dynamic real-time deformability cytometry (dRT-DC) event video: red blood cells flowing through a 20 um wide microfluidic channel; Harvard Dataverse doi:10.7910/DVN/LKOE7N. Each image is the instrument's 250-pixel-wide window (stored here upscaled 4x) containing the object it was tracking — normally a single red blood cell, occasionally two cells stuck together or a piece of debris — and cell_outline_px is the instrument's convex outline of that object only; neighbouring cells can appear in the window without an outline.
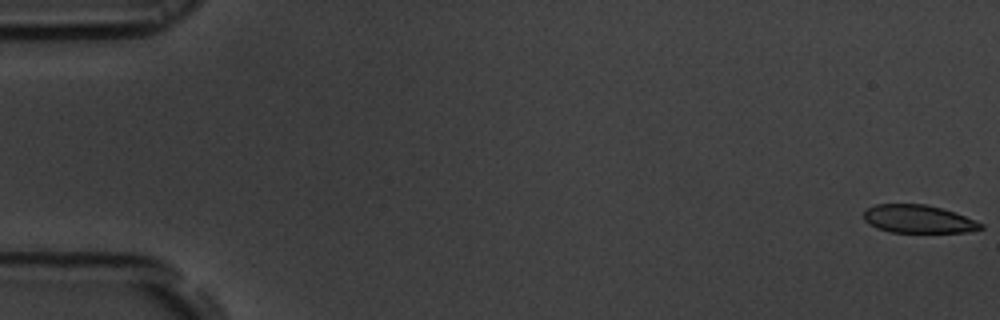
{"species": "common noctule bat (a hibernating species)", "species_latin": "Nyctalus noctula", "temperature_condition": "room temperature", "stored_images_in_passage": 56, "camera_frame_rate_fps": 3000, "um_per_image_px": 0.085, "animal": {"sex": "male", "body_mass_g": 19.5, "forearm_length_mm": 54.6}, "frame": {"image": 1, "passage_image": 1, "time_ms": 0.0, "image_size_px": [1000, 320], "cell_outline_px": [[984, 228], [968, 232], [892, 232], [876, 228], [868, 224], [864, 220], [864, 212], [868, 208], [876, 204], [924, 204], [956, 212], [984, 224]], "centroid_in_image_um": [78.06, 18.62], "position_along_channel_um": 6.9, "area_um2": 19.13}}
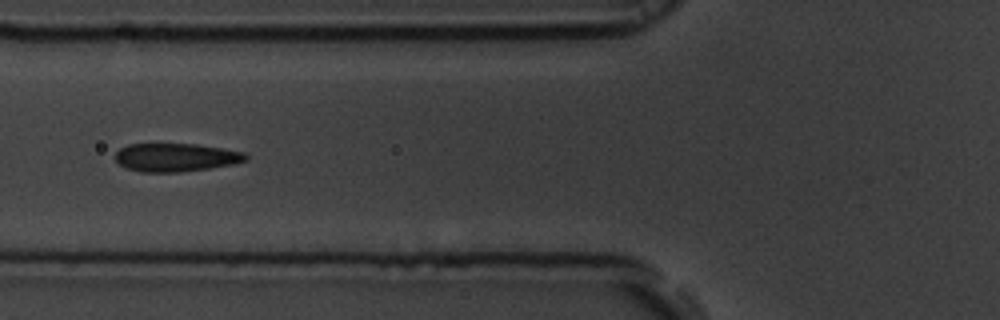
{"frame": {"image": 2, "passage_image": 22, "time_ms": 7.0, "image_size_px": [1000, 320], "cell_outline_px": [[248, 160], [232, 164], [208, 168], [180, 172], [140, 172], [128, 168], [120, 164], [116, 160], [116, 152], [120, 148], [128, 144], [196, 144], [224, 148], [244, 152], [248, 156]], "centroid_in_image_um": [14.96, 13.37], "position_along_channel_um": 110.8, "area_um2": 21.44}}
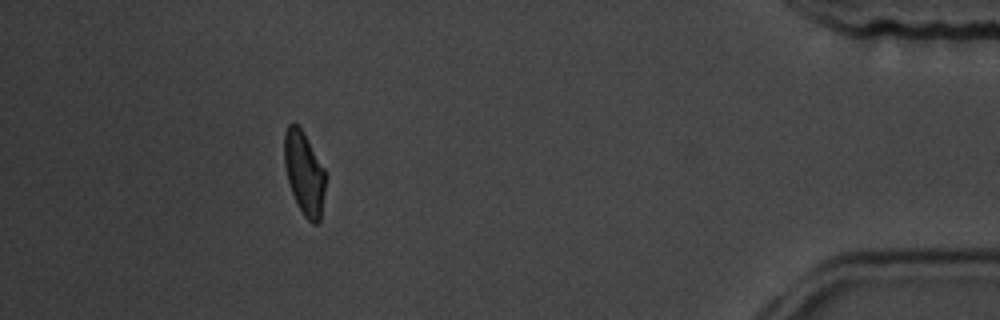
{"frame": {"image": 3, "passage_image": 51, "time_ms": 16.667, "image_size_px": [1000, 320], "cell_outline_px": [[324, 192], [320, 220], [316, 224], [312, 224], [304, 216], [296, 204], [288, 180], [284, 164], [284, 132], [288, 124], [296, 124], [304, 132], [324, 168]], "centroid_in_image_um": [25.84, 14.71], "position_along_channel_um": 409.4, "area_um2": 19.83}, "authors_computed_cell_mechanics": {"area_um2": 21.4438, "velocity_mm_per_s": 3.6593, "shape_relaxation_time_tau1_ms": 5.3103, "shape_relaxation_time_tau2_ms": 0.807, "deformation_change_tau1": 0.1427, "deformation_change_tau2": 0.0686}}